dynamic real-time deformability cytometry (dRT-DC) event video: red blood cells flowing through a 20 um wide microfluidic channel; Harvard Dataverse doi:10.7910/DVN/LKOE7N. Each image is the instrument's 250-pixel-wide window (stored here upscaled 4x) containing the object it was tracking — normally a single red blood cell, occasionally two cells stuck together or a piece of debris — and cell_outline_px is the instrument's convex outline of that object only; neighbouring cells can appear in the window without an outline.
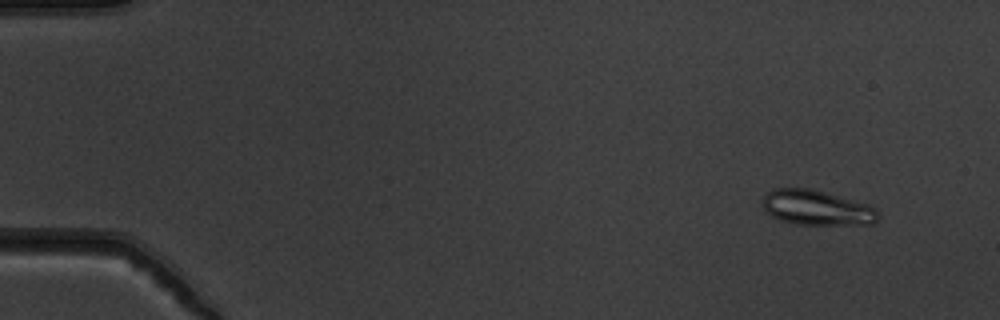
{"species": "common noctule bat (a hibernating species)", "species_latin": "Nyctalus noctula", "temperature_condition": "warm", "stored_images_in_passage": 54, "camera_frame_rate_fps": 3000, "um_per_image_px": 0.085, "animal": {"sex": "male", "body_mass_g": 19.5, "forearm_length_mm": 54.6}, "frame": {"image": 1, "passage_image": 5, "time_ms": 1.333, "image_size_px": [1000, 320], "cell_outline_px": [[880, 216], [872, 224], [800, 224], [780, 220], [772, 216], [764, 208], [764, 196], [772, 188], [812, 188], [868, 204], [876, 208]], "centroid_in_image_um": [69.45, 17.64], "position_along_channel_um": 15.5, "area_um2": 23.41}}
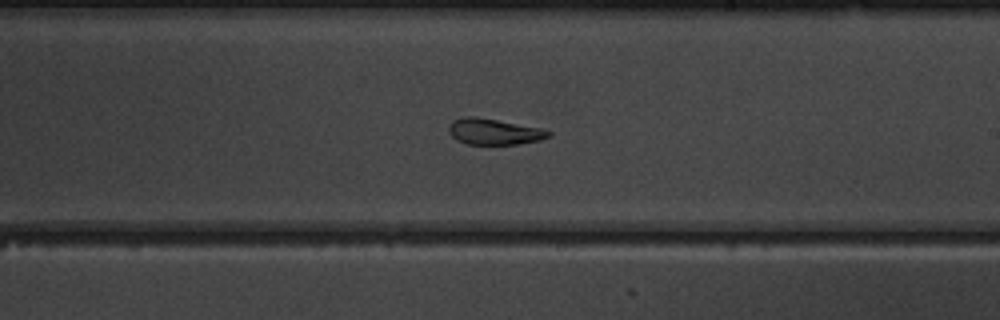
{"frame": {"image": 2, "passage_image": 33, "time_ms": 10.667, "image_size_px": [1000, 320], "cell_outline_px": [[552, 136], [540, 140], [516, 144], [468, 144], [456, 140], [448, 132], [448, 128], [452, 120], [464, 116], [476, 116], [540, 128], [552, 132]], "centroid_in_image_um": [41.97, 11.18], "position_along_channel_um": 247.0, "area_um2": 15.14}}
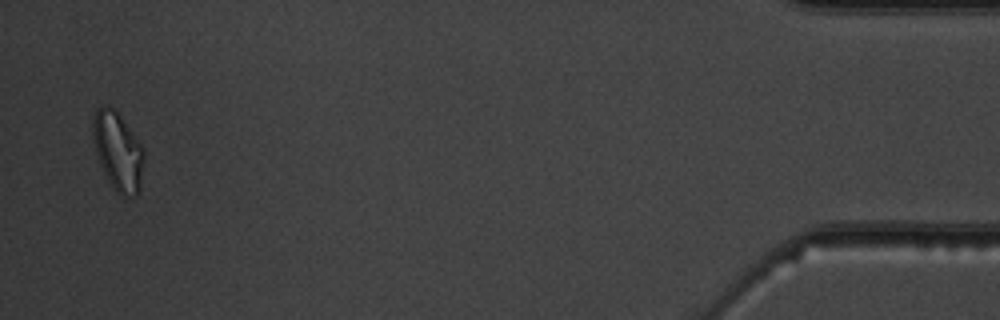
{"frame": {"image": 3, "passage_image": 53, "time_ms": 17.333, "image_size_px": [1000, 320], "cell_outline_px": [[144, 160], [140, 192], [136, 196], [120, 196], [112, 188], [100, 164], [96, 152], [92, 136], [92, 116], [96, 108], [104, 104], [112, 108], [120, 116], [144, 148]], "centroid_in_image_um": [10.02, 12.88], "position_along_channel_um": 425.2, "area_um2": 23.58}, "authors_computed_cell_mechanics": {"area_um2": 18.785, "velocity_mm_per_s": 3.8388, "shape_relaxation_time_tau1_ms": null, "shape_relaxation_time_tau2_ms": 3.4332, "deformation_change_tau1": null, "deformation_change_tau2": 0.0996}}